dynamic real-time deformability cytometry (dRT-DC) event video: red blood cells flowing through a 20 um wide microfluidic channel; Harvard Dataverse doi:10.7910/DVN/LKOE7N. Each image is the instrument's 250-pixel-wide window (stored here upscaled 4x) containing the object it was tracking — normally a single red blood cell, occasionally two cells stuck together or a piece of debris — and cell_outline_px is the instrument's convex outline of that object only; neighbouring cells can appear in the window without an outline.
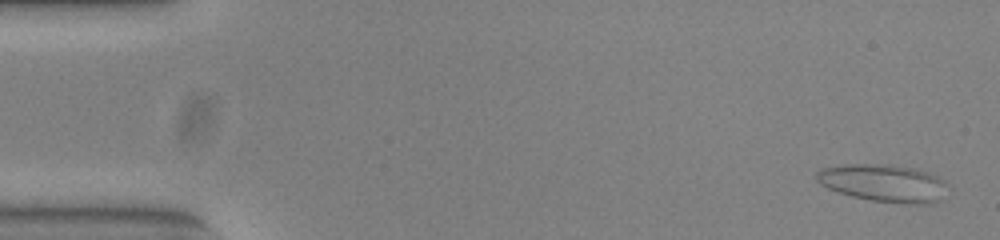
{"species": "common noctule bat (a hibernating species)", "species_latin": "Nyctalus noctula", "temperature_condition": "warm", "stored_images_in_passage": 53, "camera_frame_rate_fps": 3000, "um_per_image_px": 0.085, "animal": {"sex": "female", "body_mass_g": 23.0, "forearm_length_mm": 53.4}, "frame": {"image": 1, "passage_image": 2, "time_ms": 0.333, "image_size_px": [1000, 240], "cell_outline_px": [[944, 184], [936, 200], [920, 204], [916, 204], [872, 200], [852, 196], [828, 188], [820, 184], [816, 180], [816, 172], [824, 168], [848, 164], [888, 164], [916, 168], [928, 172], [944, 180]], "centroid_in_image_um": [75.01, 15.52], "position_along_channel_um": 10.0, "area_um2": 27.8}}
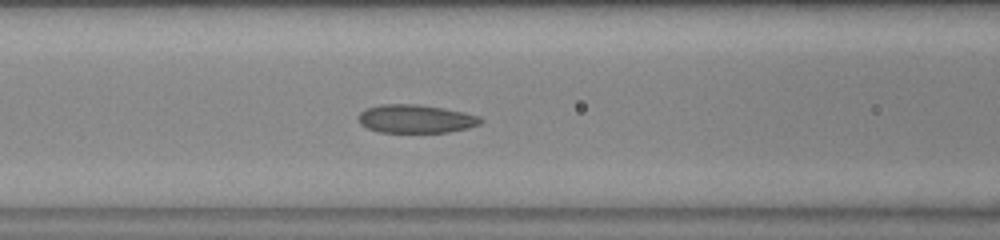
{"frame": {"image": 2, "passage_image": 22, "time_ms": 7.0, "image_size_px": [1000, 240], "cell_outline_px": [[484, 120], [480, 124], [468, 128], [448, 132], [376, 132], [360, 124], [356, 116], [360, 112], [368, 108], [380, 104], [416, 104], [440, 108], [480, 116]], "centroid_in_image_um": [35.3, 10.11], "position_along_channel_um": 131.3, "area_um2": 20.11}}
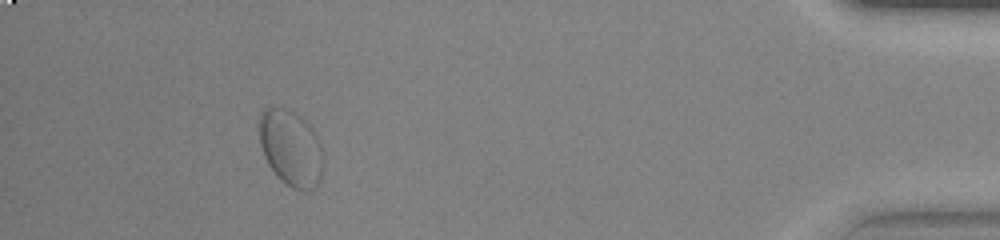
{"frame": {"image": 3, "passage_image": 49, "time_ms": 16.0, "image_size_px": [1000, 240], "cell_outline_px": [[324, 160], [320, 180], [312, 188], [304, 192], [292, 188], [280, 180], [276, 176], [268, 164], [264, 156], [260, 144], [260, 112], [268, 104], [284, 108], [300, 116], [312, 128], [320, 140], [324, 152]], "centroid_in_image_um": [24.73, 12.58], "position_along_channel_um": 410.5, "area_um2": 28.9}}